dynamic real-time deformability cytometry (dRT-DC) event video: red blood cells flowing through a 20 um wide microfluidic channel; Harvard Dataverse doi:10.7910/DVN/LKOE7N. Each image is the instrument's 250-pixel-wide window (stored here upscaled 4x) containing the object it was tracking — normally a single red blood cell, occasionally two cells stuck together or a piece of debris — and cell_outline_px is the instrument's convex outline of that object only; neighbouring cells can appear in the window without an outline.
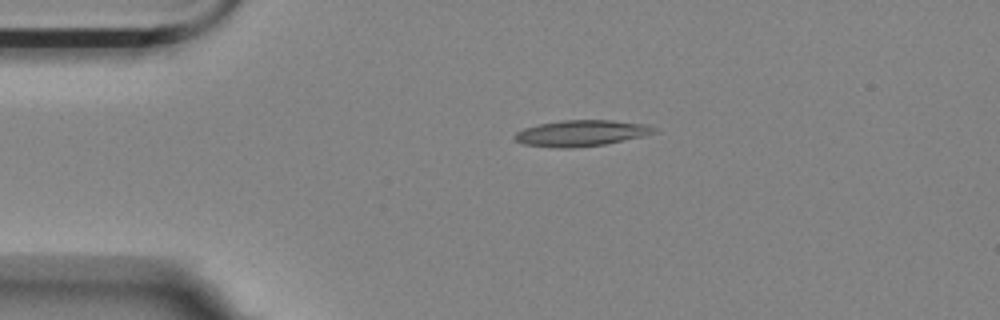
{"species": "Egyptian fruit bat (a non-hibernating species)", "species_latin": "Rousettus aegyptiacus", "temperature_condition": "room temperature", "stored_images_in_passage": 2, "camera_frame_rate_fps": 3000, "um_per_image_px": 0.085, "animal": {"sex": "female"}, "frame": {"image": 1, "passage_image": 1, "time_ms": 0.0, "image_size_px": [1000, 320], "cell_outline_px": [[656, 132], [640, 136], [604, 144], [572, 148], [556, 148], [524, 144], [516, 140], [512, 136], [516, 132], [524, 128], [540, 124], [564, 120], [612, 120], [648, 124], [656, 128]], "centroid_in_image_um": [49.38, 11.31], "position_along_channel_um": 35.6, "area_um2": 20.98}}